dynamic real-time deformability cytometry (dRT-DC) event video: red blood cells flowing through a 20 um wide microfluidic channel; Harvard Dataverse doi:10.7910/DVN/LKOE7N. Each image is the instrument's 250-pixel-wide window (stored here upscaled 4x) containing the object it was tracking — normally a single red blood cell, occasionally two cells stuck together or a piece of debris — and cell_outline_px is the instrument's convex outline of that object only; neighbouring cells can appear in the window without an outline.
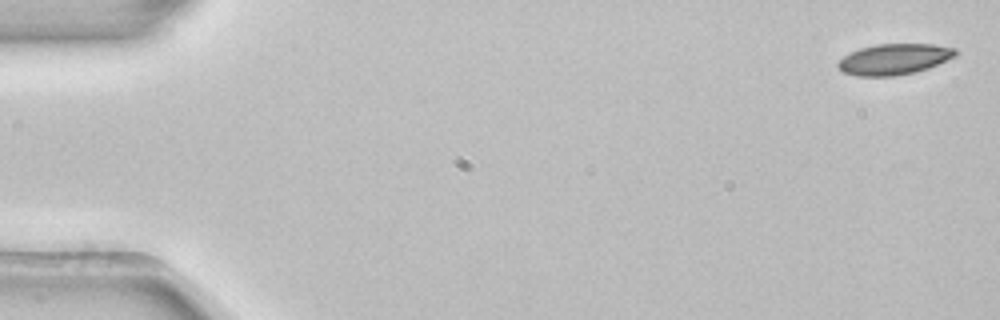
{"species": "common noctule bat (a hibernating species)", "species_latin": "Nyctalus noctula", "temperature_condition": "room temperature", "stored_images_in_passage": 4, "camera_frame_rate_fps": 3000, "um_per_image_px": 0.085, "animal": {"sex": "female", "body_mass_g": 22.7, "forearm_length_mm": 54.2}, "frame": {"image": 1, "passage_image": 1, "time_ms": 0.0, "image_size_px": [1000, 320], "cell_outline_px": [[960, 52], [956, 56], [928, 68], [916, 72], [896, 76], [856, 76], [844, 72], [836, 64], [844, 56], [860, 48], [876, 44], [932, 44], [956, 48]], "centroid_in_image_um": [76.04, 5.03], "position_along_channel_um": 9.0, "area_um2": 21.15}}
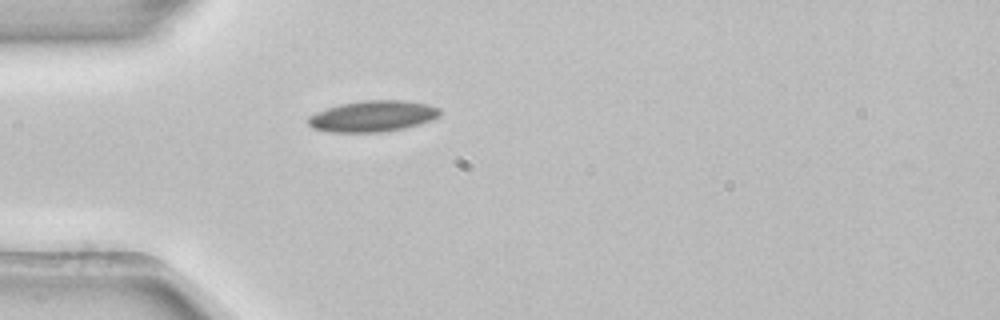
{"frame": {"image": 2, "passage_image": 4, "time_ms": 1.0, "image_size_px": [1000, 320], "cell_outline_px": [[440, 116], [432, 120], [420, 124], [404, 128], [384, 132], [328, 132], [312, 128], [308, 124], [308, 116], [316, 112], [340, 104], [364, 100], [404, 100], [428, 104], [440, 108]], "centroid_in_image_um": [31.7, 9.88], "position_along_channel_um": 53.3, "area_um2": 24.04}}